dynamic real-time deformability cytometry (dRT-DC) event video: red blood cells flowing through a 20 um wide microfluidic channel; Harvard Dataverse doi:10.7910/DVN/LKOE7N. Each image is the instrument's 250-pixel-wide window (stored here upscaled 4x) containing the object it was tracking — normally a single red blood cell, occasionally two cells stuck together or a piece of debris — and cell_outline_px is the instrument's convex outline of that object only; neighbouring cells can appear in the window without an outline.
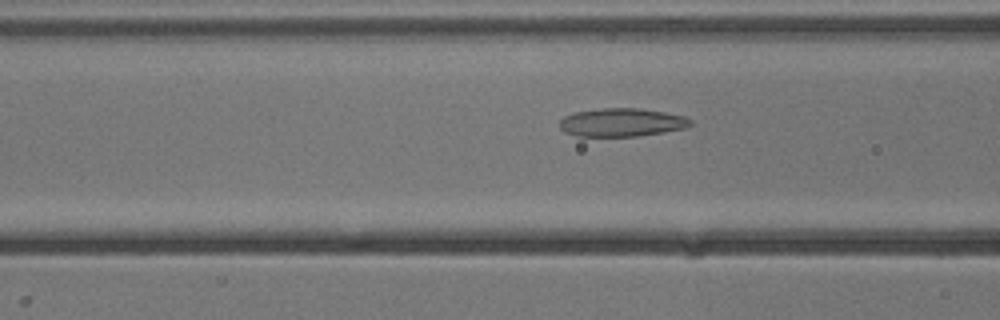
{"species": "common noctule bat (a hibernating species)", "species_latin": "Nyctalus noctula", "temperature_condition": "cold", "stored_images_in_passage": 54, "camera_frame_rate_fps": 3000, "um_per_image_px": 0.085, "animal": {"sex": "male", "body_mass_g": 13.3}, "frame": {"image": 1, "passage_image": 21, "time_ms": 6.667, "image_size_px": [1000, 320], "cell_outline_px": [[692, 124], [688, 128], [664, 132], [636, 136], [576, 136], [564, 132], [560, 128], [560, 120], [564, 116], [572, 112], [600, 108], [640, 108], [664, 112], [684, 116], [692, 120]], "centroid_in_image_um": [52.84, 10.4], "position_along_channel_um": 113.8, "area_um2": 21.79}}
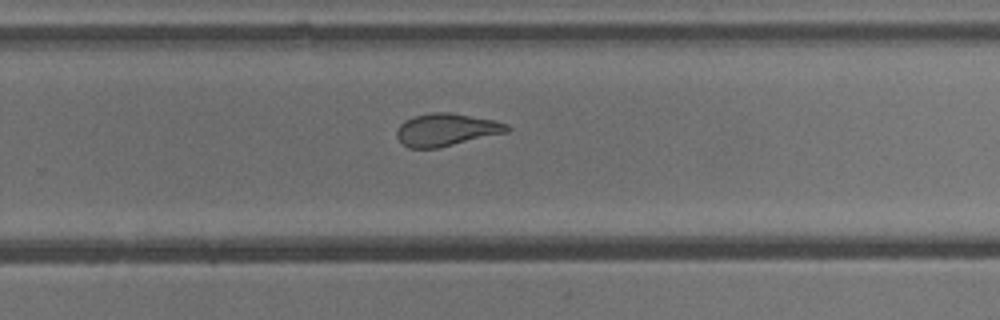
{"frame": {"image": 2, "passage_image": 35, "time_ms": 11.333, "image_size_px": [1000, 320], "cell_outline_px": [[512, 128], [508, 132], [436, 148], [408, 148], [396, 136], [396, 128], [404, 120], [416, 116], [432, 112], [448, 112], [496, 120], [508, 124]], "centroid_in_image_um": [37.95, 11.02], "position_along_channel_um": 291.9, "area_um2": 20.87}}
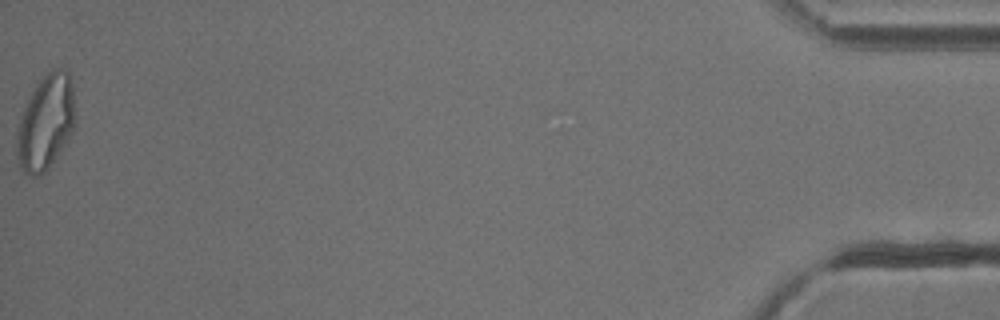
{"frame": {"image": 3, "passage_image": 54, "time_ms": 17.667, "image_size_px": [1000, 320], "cell_outline_px": [[76, 120], [72, 132], [48, 168], [40, 176], [32, 176], [24, 172], [20, 168], [16, 152], [16, 140], [20, 120], [24, 108], [32, 92], [40, 80], [52, 68], [60, 68], [68, 72], [72, 84]], "centroid_in_image_um": [3.9, 10.41], "position_along_channel_um": 431.3, "area_um2": 31.96}, "authors_computed_cell_mechanics": {"area_um2": 23.409, "velocity_mm_per_s": 3.8161, "shape_relaxation_time_tau1_ms": null, "shape_relaxation_time_tau2_ms": 1.8677, "deformation_change_tau1": null, "deformation_change_tau2": 0.0781}}